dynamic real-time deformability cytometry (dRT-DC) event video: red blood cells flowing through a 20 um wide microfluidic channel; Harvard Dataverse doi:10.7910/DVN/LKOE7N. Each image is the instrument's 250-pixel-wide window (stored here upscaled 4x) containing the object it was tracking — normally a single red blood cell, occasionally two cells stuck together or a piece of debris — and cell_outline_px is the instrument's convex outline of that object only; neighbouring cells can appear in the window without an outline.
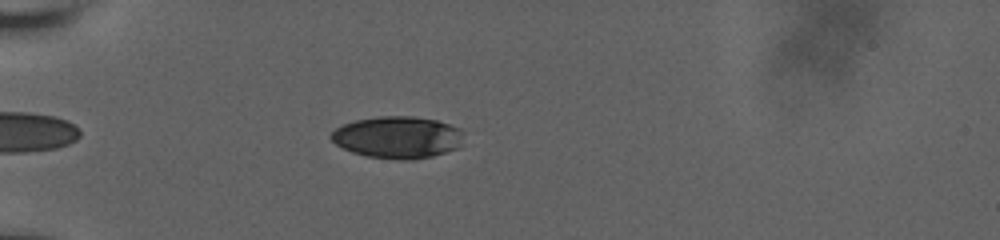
{"species": "human", "species_latin": "Homo sapiens", "temperature_condition": "room temperature", "stored_images_in_passage": 39, "camera_frame_rate_fps": 3000, "um_per_image_px": 0.085, "donor": {"sex": "male"}, "frame": {"image": 1, "passage_image": 4, "time_ms": 1.0, "image_size_px": [1000, 240], "cell_outline_px": [[464, 132], [460, 148], [432, 156], [412, 160], [404, 160], [368, 156], [352, 152], [336, 144], [328, 136], [336, 128], [344, 124], [356, 120], [380, 116], [412, 116], [436, 120], [460, 128]], "centroid_in_image_um": [33.83, 11.67], "position_along_channel_um": 51.2, "area_um2": 32.48}}
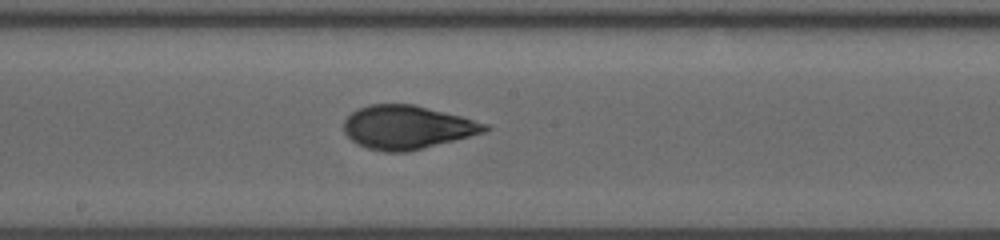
{"frame": {"image": 2, "passage_image": 19, "time_ms": 6.0, "image_size_px": [1000, 240], "cell_outline_px": [[492, 128], [484, 132], [408, 152], [384, 152], [368, 148], [356, 144], [344, 132], [344, 120], [352, 112], [368, 104], [412, 104], [460, 116], [488, 124]], "centroid_in_image_um": [34.58, 10.82], "position_along_channel_um": 213.6, "area_um2": 35.49}}
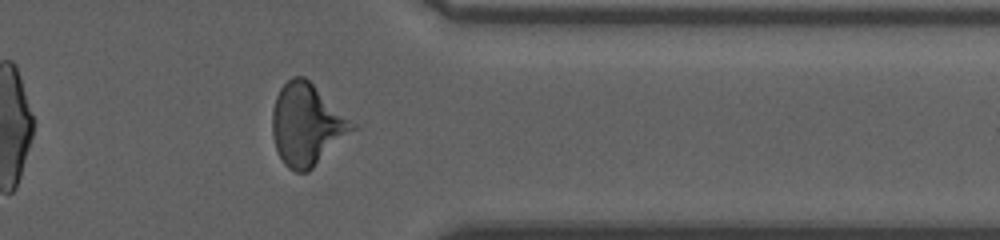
{"frame": {"image": 3, "passage_image": 33, "time_ms": 10.667, "image_size_px": [1000, 240], "cell_outline_px": [[356, 128], [308, 172], [296, 172], [288, 168], [284, 164], [276, 152], [272, 136], [272, 108], [276, 96], [280, 88], [292, 76], [304, 76], [356, 124]], "centroid_in_image_um": [26.04, 10.6], "position_along_channel_um": 385.4, "area_um2": 37.97}, "authors_computed_cell_mechanics": {"area_um2": 35.7782, "velocity_mm_per_s": 3.8025, "shape_relaxation_time_tau1_ms": 5.4749, "shape_relaxation_time_tau2_ms": 1.364, "deformation_change_tau1": 0.1894, "deformation_change_tau2": 0.0654}}